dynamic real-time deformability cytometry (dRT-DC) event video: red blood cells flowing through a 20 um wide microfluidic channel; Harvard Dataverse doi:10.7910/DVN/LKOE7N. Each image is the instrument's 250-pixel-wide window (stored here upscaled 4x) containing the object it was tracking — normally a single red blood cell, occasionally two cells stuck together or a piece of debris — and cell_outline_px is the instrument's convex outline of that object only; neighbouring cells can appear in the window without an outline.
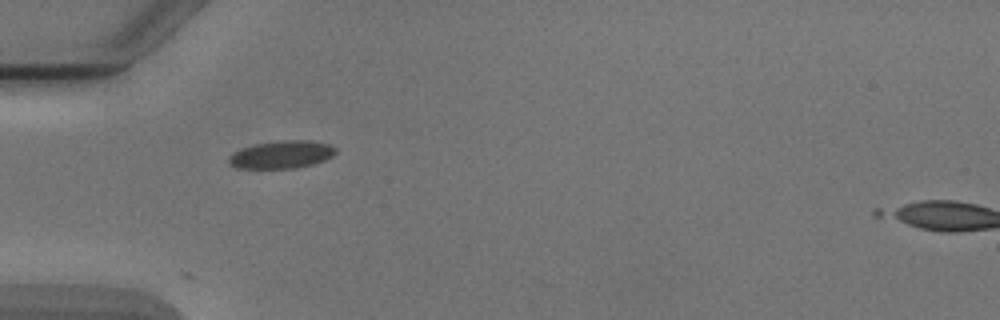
{"species": "Egyptian fruit bat (a non-hibernating species)", "species_latin": "Rousettus aegyptiacus", "temperature_condition": "cold", "stored_images_in_passage": 4, "camera_frame_rate_fps": 3000, "um_per_image_px": 0.085, "animal": {"sex": "male"}, "frame": {"image": 1, "passage_image": 1, "time_ms": 0.0, "image_size_px": [1000, 320], "cell_outline_px": [[336, 152], [332, 156], [324, 160], [312, 164], [292, 168], [236, 168], [228, 160], [228, 156], [244, 148], [256, 144], [280, 140], [308, 140], [328, 144], [336, 148]], "centroid_in_image_um": [23.96, 13.13], "position_along_channel_um": 61.0, "area_um2": 16.94}}
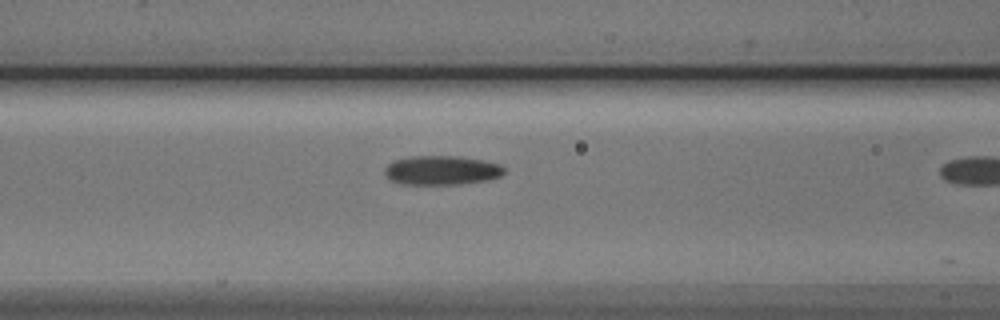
{"frame": {"image": 2, "passage_image": 3, "time_ms": 0.667, "image_size_px": [1000, 320], "cell_outline_px": [[504, 172], [500, 176], [488, 180], [460, 184], [404, 184], [388, 180], [384, 176], [384, 168], [388, 164], [396, 160], [412, 156], [456, 156], [484, 160], [500, 164], [504, 168]], "centroid_in_image_um": [37.52, 14.48], "position_along_channel_um": 129.1, "area_um2": 20.4}}